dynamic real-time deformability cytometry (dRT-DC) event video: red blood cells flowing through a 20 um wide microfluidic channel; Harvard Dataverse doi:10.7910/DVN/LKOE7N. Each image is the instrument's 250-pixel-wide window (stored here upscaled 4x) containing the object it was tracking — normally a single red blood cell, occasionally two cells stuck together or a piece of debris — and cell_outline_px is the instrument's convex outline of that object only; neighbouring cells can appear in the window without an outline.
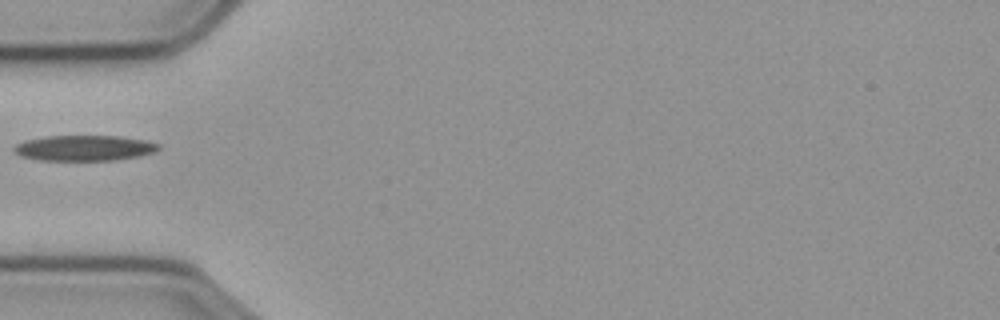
{"species": "common noctule bat (a hibernating species)", "species_latin": "Nyctalus noctula", "temperature_condition": "cold", "stored_images_in_passage": 39, "camera_frame_rate_fps": 3000, "um_per_image_px": 0.085, "animal": {"sex": "male", "body_mass_g": 23.1, "forearm_length_mm": 52.7}, "frame": {"image": 1, "passage_image": 1, "time_ms": 0.0, "image_size_px": [1000, 320], "cell_outline_px": [[160, 148], [156, 152], [140, 156], [112, 160], [40, 160], [20, 156], [12, 148], [16, 144], [24, 140], [44, 136], [120, 136], [144, 140], [160, 144]], "centroid_in_image_um": [7.17, 12.58], "position_along_channel_um": 77.8, "area_um2": 21.56}}
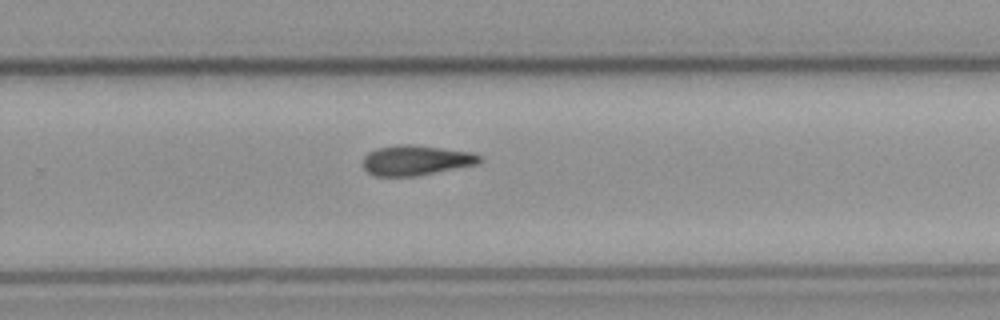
{"frame": {"image": 2, "passage_image": 19, "time_ms": 6.0, "image_size_px": [1000, 320], "cell_outline_px": [[484, 160], [476, 164], [416, 176], [372, 176], [364, 168], [364, 156], [368, 152], [376, 148], [396, 144], [412, 144], [472, 152], [480, 156]], "centroid_in_image_um": [35.33, 13.61], "position_along_channel_um": 294.5, "area_um2": 20.46}}
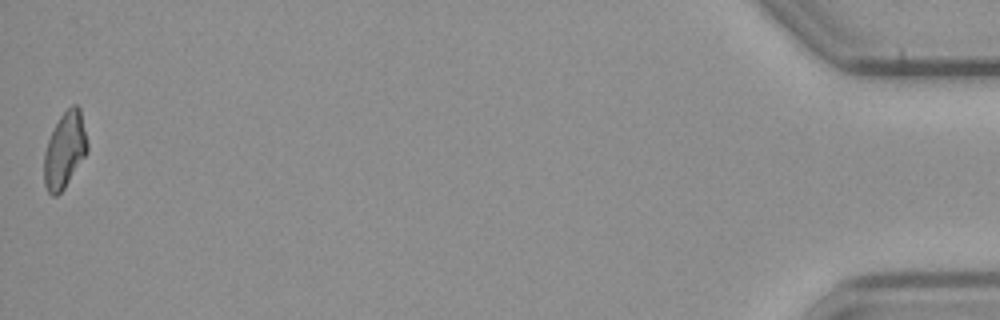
{"frame": {"image": 3, "passage_image": 39, "time_ms": 12.667, "image_size_px": [1000, 320], "cell_outline_px": [[88, 152], [64, 188], [56, 196], [52, 196], [48, 192], [44, 184], [44, 152], [48, 140], [60, 116], [72, 104], [76, 104], [80, 108], [88, 144]], "centroid_in_image_um": [5.51, 12.76], "position_along_channel_um": 429.7, "area_um2": 19.07}}